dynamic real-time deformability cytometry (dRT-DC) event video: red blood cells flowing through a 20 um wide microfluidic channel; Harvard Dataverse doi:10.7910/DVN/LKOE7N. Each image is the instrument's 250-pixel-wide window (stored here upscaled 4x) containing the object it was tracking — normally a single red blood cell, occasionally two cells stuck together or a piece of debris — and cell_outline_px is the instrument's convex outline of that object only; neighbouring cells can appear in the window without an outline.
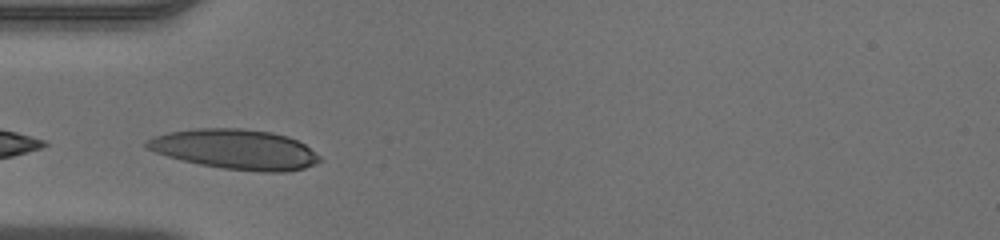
{"species": "human", "species_latin": "Homo sapiens", "temperature_condition": "warm", "stored_images_in_passage": 26, "camera_frame_rate_fps": 3000, "um_per_image_px": 0.085, "donor": {"sex": "male"}, "frame": {"image": 1, "passage_image": 2, "time_ms": 0.333, "image_size_px": [1000, 240], "cell_outline_px": [[320, 160], [304, 168], [284, 172], [260, 172], [224, 168], [200, 164], [168, 156], [156, 152], [148, 148], [144, 144], [148, 140], [156, 136], [168, 132], [196, 128], [240, 128], [272, 132], [288, 136], [304, 144], [320, 156]], "centroid_in_image_um": [20.01, 12.68], "position_along_channel_um": 65.0, "area_um2": 39.82}}
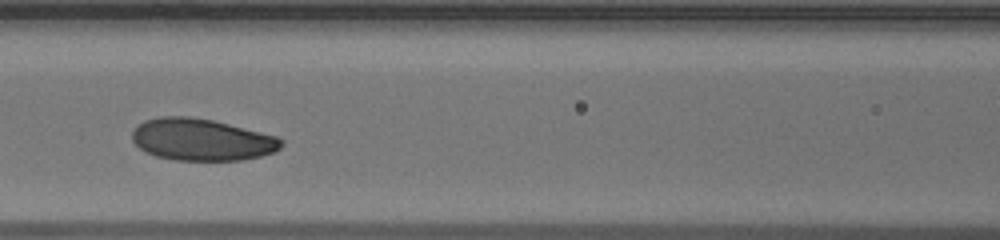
{"frame": {"image": 2, "passage_image": 8, "time_ms": 2.333, "image_size_px": [1000, 240], "cell_outline_px": [[284, 144], [276, 152], [260, 156], [240, 160], [176, 160], [156, 156], [140, 148], [132, 140], [132, 132], [144, 120], [160, 116], [188, 116], [212, 120], [276, 136], [284, 140]], "centroid_in_image_um": [17.16, 11.87], "position_along_channel_um": 149.4, "area_um2": 36.24}}
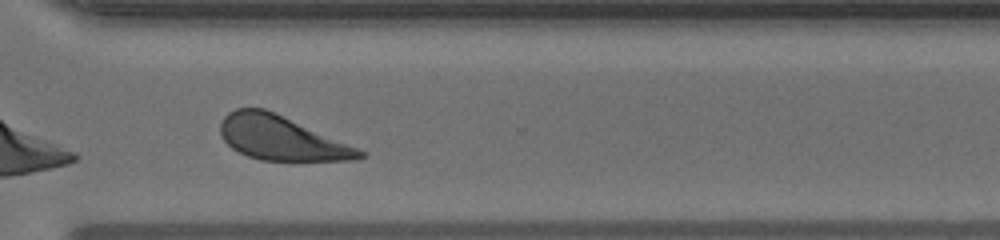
{"frame": {"image": 3, "passage_image": 22, "time_ms": 7.0, "image_size_px": [1000, 240], "cell_outline_px": [[364, 156], [352, 160], [260, 160], [248, 156], [232, 148], [224, 140], [220, 132], [220, 124], [224, 116], [228, 112], [236, 108], [264, 108], [356, 148], [364, 152]], "centroid_in_image_um": [23.81, 11.73], "position_along_channel_um": 346.8, "area_um2": 34.85}}